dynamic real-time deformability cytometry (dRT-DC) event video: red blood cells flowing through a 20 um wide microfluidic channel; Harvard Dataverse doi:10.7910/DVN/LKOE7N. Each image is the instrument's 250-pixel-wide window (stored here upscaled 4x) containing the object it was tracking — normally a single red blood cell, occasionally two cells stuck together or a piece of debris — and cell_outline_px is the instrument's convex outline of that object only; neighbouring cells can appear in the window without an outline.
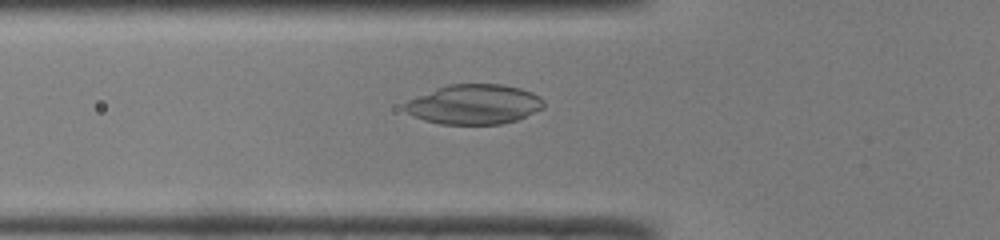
{"species": "common noctule bat (a hibernating species)", "species_latin": "Nyctalus noctula", "temperature_condition": "room temperature", "stored_images_in_passage": 34, "camera_frame_rate_fps": 3000, "um_per_image_px": 0.085, "animal": {"sex": "male", "body_mass_g": 19.0, "forearm_length_mm": 50.8}, "frame": {"image": 1, "passage_image": 2, "time_ms": 0.333, "image_size_px": [1000, 240], "cell_outline_px": [[544, 108], [516, 120], [500, 124], [440, 124], [424, 120], [412, 116], [404, 108], [404, 104], [408, 100], [448, 84], [504, 84], [520, 88], [532, 92], [540, 96], [544, 100]], "centroid_in_image_um": [40.33, 8.87], "position_along_channel_um": 85.5, "area_um2": 32.19}}
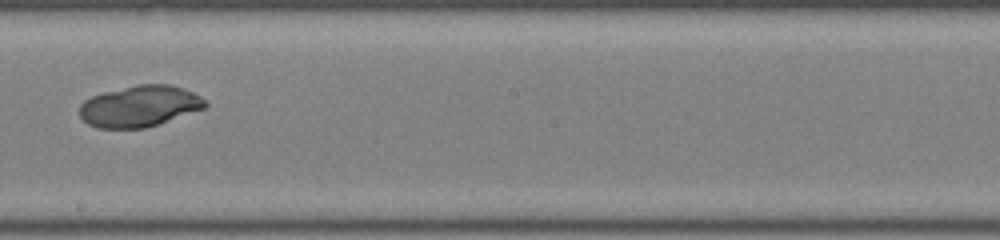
{"frame": {"image": 2, "passage_image": 13, "time_ms": 4.0, "image_size_px": [1000, 240], "cell_outline_px": [[208, 104], [204, 108], [144, 128], [96, 128], [88, 124], [80, 116], [80, 104], [84, 100], [92, 96], [104, 92], [136, 84], [168, 84], [184, 88], [208, 100]], "centroid_in_image_um": [11.86, 9.01], "position_along_channel_um": 236.3, "area_um2": 30.06}}
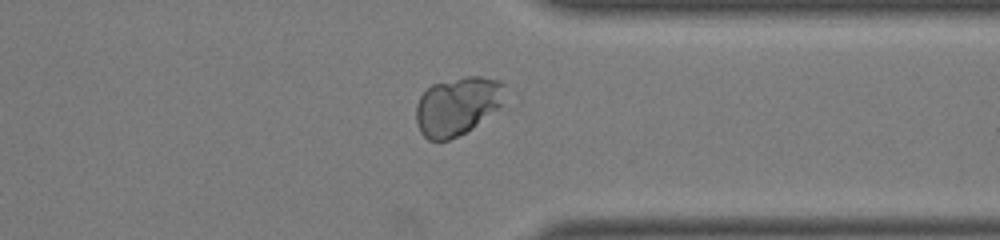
{"frame": {"image": 3, "passage_image": 23, "time_ms": 7.333, "image_size_px": [1000, 240], "cell_outline_px": [[504, 84], [500, 108], [472, 128], [448, 140], [428, 140], [420, 132], [416, 124], [416, 104], [420, 96], [432, 84], [464, 76], [480, 76], [500, 80]], "centroid_in_image_um": [38.85, 9.0], "position_along_channel_um": 372.6, "area_um2": 30.06}}